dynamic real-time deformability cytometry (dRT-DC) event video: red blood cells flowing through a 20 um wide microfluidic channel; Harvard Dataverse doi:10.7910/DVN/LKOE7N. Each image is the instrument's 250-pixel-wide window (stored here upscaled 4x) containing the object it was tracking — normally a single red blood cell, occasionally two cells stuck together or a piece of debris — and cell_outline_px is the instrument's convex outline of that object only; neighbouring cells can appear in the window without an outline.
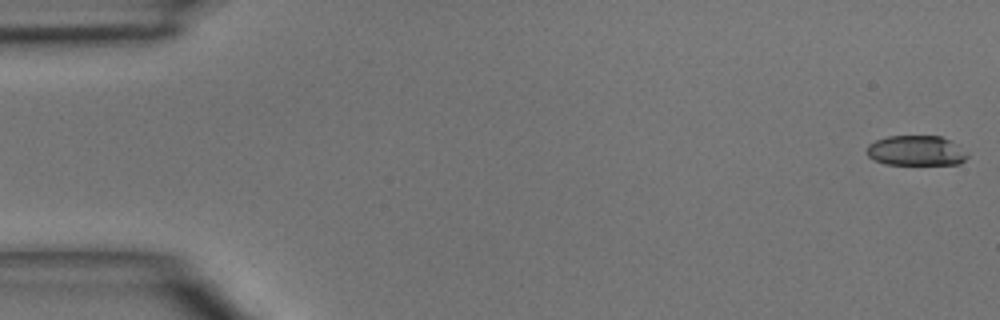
{"species": "common noctule bat (a hibernating species)", "species_latin": "Nyctalus noctula", "temperature_condition": "room temperature", "stored_images_in_passage": 6, "camera_frame_rate_fps": 3000, "um_per_image_px": 0.085, "animal": {"sex": "male", "body_mass_g": 15.6}, "frame": {"image": 1, "passage_image": 1, "time_ms": 0.0, "image_size_px": [1000, 320], "cell_outline_px": [[968, 156], [960, 164], [884, 164], [868, 156], [868, 144], [876, 140], [888, 136], [940, 136], [948, 140], [968, 152]], "centroid_in_image_um": [77.88, 12.81], "position_along_channel_um": 7.1, "area_um2": 17.46}}
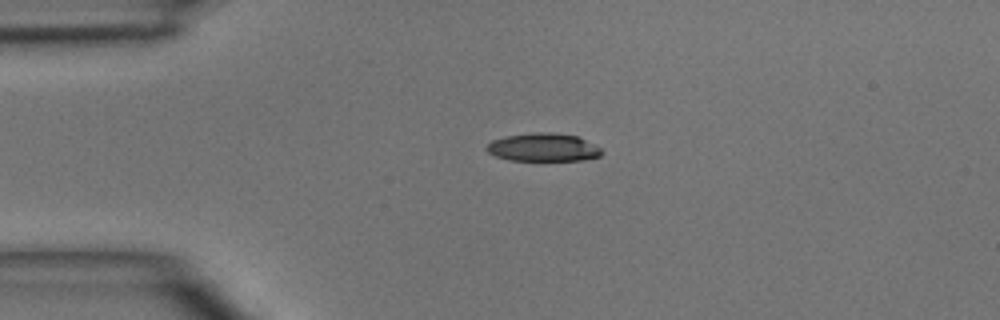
{"frame": {"image": 2, "passage_image": 4, "time_ms": 3.333, "image_size_px": [1000, 320], "cell_outline_px": [[604, 152], [600, 156], [584, 160], [508, 160], [496, 156], [488, 152], [484, 148], [492, 140], [504, 136], [536, 132], [552, 132], [576, 136], [600, 148]], "centroid_in_image_um": [46.14, 12.52], "position_along_channel_um": 38.9, "area_um2": 18.79}}
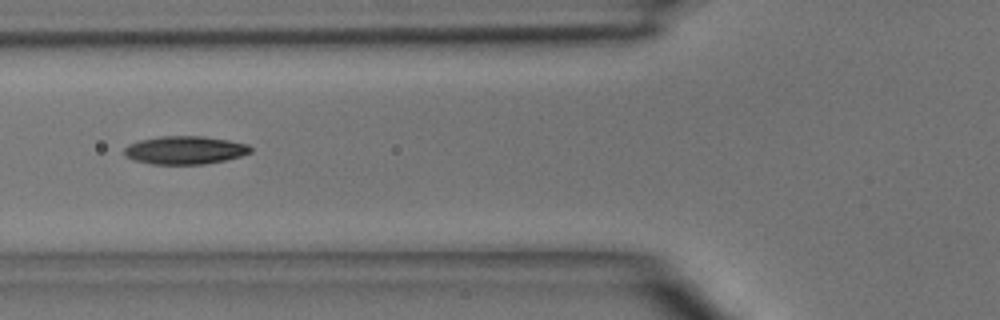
{"frame": {"image": 3, "passage_image": 6, "time_ms": 5.667, "image_size_px": [1000, 320], "cell_outline_px": [[252, 152], [240, 156], [224, 160], [204, 164], [152, 164], [132, 160], [124, 156], [124, 148], [128, 144], [140, 140], [160, 136], [204, 136], [228, 140], [248, 144], [252, 148]], "centroid_in_image_um": [15.69, 12.76], "position_along_channel_um": 110.1, "area_um2": 20.81}}